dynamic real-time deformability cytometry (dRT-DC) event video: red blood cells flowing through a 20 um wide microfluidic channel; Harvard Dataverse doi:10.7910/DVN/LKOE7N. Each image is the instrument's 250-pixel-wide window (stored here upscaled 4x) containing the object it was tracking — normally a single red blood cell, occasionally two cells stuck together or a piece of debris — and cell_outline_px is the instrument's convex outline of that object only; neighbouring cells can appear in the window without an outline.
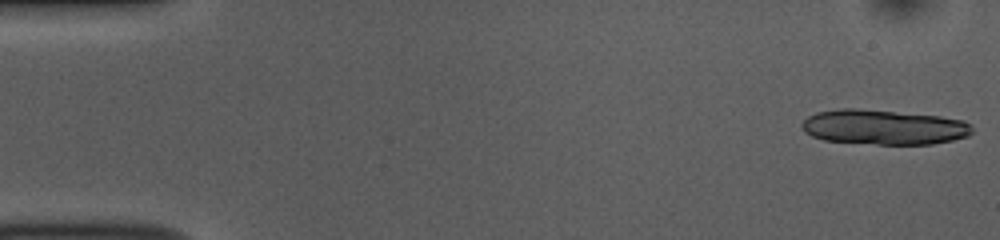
{"species": "common noctule bat (a hibernating species)", "species_latin": "Nyctalus noctula", "temperature_condition": "room temperature", "stored_images_in_passage": 14, "camera_frame_rate_fps": 3000, "um_per_image_px": 0.085, "animal": {"sex": "female", "body_mass_g": 10.0, "forearm_length_mm": 53.1}, "frame": {"image": 1, "passage_image": 1, "time_ms": 0.0, "image_size_px": [1000, 240], "cell_outline_px": [[972, 132], [968, 136], [952, 140], [932, 144], [876, 144], [824, 140], [812, 136], [804, 132], [800, 128], [800, 124], [808, 116], [816, 112], [840, 108], [856, 108], [940, 116], [964, 120], [972, 124]], "centroid_in_image_um": [75.1, 10.8], "position_along_channel_um": 9.9, "area_um2": 34.85}}